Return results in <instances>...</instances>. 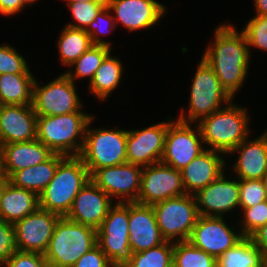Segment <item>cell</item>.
<instances>
[{"instance_id": "6da1fadb", "label": "cell", "mask_w": 267, "mask_h": 267, "mask_svg": "<svg viewBox=\"0 0 267 267\" xmlns=\"http://www.w3.org/2000/svg\"><path fill=\"white\" fill-rule=\"evenodd\" d=\"M214 30V42L208 45L202 59L213 69L221 86L234 98L248 74L251 51L243 31L231 24Z\"/></svg>"}, {"instance_id": "7a4b0ae2", "label": "cell", "mask_w": 267, "mask_h": 267, "mask_svg": "<svg viewBox=\"0 0 267 267\" xmlns=\"http://www.w3.org/2000/svg\"><path fill=\"white\" fill-rule=\"evenodd\" d=\"M226 105V107H225ZM246 108L234 105L232 100L223 108L203 117L197 124L203 143L209 149L229 154L249 136V116Z\"/></svg>"}, {"instance_id": "3957f363", "label": "cell", "mask_w": 267, "mask_h": 267, "mask_svg": "<svg viewBox=\"0 0 267 267\" xmlns=\"http://www.w3.org/2000/svg\"><path fill=\"white\" fill-rule=\"evenodd\" d=\"M90 180L87 167L79 156H66L53 179L39 195V208L66 217L74 198Z\"/></svg>"}, {"instance_id": "277c9868", "label": "cell", "mask_w": 267, "mask_h": 267, "mask_svg": "<svg viewBox=\"0 0 267 267\" xmlns=\"http://www.w3.org/2000/svg\"><path fill=\"white\" fill-rule=\"evenodd\" d=\"M93 116L74 112L56 116H37V139L54 154L79 156L85 130Z\"/></svg>"}, {"instance_id": "5b68a950", "label": "cell", "mask_w": 267, "mask_h": 267, "mask_svg": "<svg viewBox=\"0 0 267 267\" xmlns=\"http://www.w3.org/2000/svg\"><path fill=\"white\" fill-rule=\"evenodd\" d=\"M96 245V229L60 217L44 257L49 267H72Z\"/></svg>"}, {"instance_id": "8992f818", "label": "cell", "mask_w": 267, "mask_h": 267, "mask_svg": "<svg viewBox=\"0 0 267 267\" xmlns=\"http://www.w3.org/2000/svg\"><path fill=\"white\" fill-rule=\"evenodd\" d=\"M94 118L93 116L87 124L84 144L79 154L90 176L97 169L127 162V130L90 128Z\"/></svg>"}, {"instance_id": "52a82bcc", "label": "cell", "mask_w": 267, "mask_h": 267, "mask_svg": "<svg viewBox=\"0 0 267 267\" xmlns=\"http://www.w3.org/2000/svg\"><path fill=\"white\" fill-rule=\"evenodd\" d=\"M191 84L189 110H181L177 118L181 122L198 123L203 117L221 109L222 103L228 104L233 100L221 86L213 69L203 59L199 62Z\"/></svg>"}, {"instance_id": "ba28073f", "label": "cell", "mask_w": 267, "mask_h": 267, "mask_svg": "<svg viewBox=\"0 0 267 267\" xmlns=\"http://www.w3.org/2000/svg\"><path fill=\"white\" fill-rule=\"evenodd\" d=\"M156 222L166 241H188L199 218L195 195L184 194L152 205ZM176 238V239H175Z\"/></svg>"}, {"instance_id": "9c48e42d", "label": "cell", "mask_w": 267, "mask_h": 267, "mask_svg": "<svg viewBox=\"0 0 267 267\" xmlns=\"http://www.w3.org/2000/svg\"><path fill=\"white\" fill-rule=\"evenodd\" d=\"M97 245L113 267H125L132 259L129 238V202L113 205L97 230Z\"/></svg>"}, {"instance_id": "30bf717a", "label": "cell", "mask_w": 267, "mask_h": 267, "mask_svg": "<svg viewBox=\"0 0 267 267\" xmlns=\"http://www.w3.org/2000/svg\"><path fill=\"white\" fill-rule=\"evenodd\" d=\"M32 105L37 116L83 112L75 83L64 73L44 86L35 79Z\"/></svg>"}, {"instance_id": "8fae6325", "label": "cell", "mask_w": 267, "mask_h": 267, "mask_svg": "<svg viewBox=\"0 0 267 267\" xmlns=\"http://www.w3.org/2000/svg\"><path fill=\"white\" fill-rule=\"evenodd\" d=\"M191 126L177 119L168 125L161 163L182 170L206 149L198 124L193 129Z\"/></svg>"}, {"instance_id": "7c38bea8", "label": "cell", "mask_w": 267, "mask_h": 267, "mask_svg": "<svg viewBox=\"0 0 267 267\" xmlns=\"http://www.w3.org/2000/svg\"><path fill=\"white\" fill-rule=\"evenodd\" d=\"M186 194L180 170L161 162L143 167L137 203L153 205Z\"/></svg>"}, {"instance_id": "4fadbf2b", "label": "cell", "mask_w": 267, "mask_h": 267, "mask_svg": "<svg viewBox=\"0 0 267 267\" xmlns=\"http://www.w3.org/2000/svg\"><path fill=\"white\" fill-rule=\"evenodd\" d=\"M142 170L143 167L126 162L97 169L90 179L111 199L117 197L118 203L137 202Z\"/></svg>"}, {"instance_id": "5bb4252c", "label": "cell", "mask_w": 267, "mask_h": 267, "mask_svg": "<svg viewBox=\"0 0 267 267\" xmlns=\"http://www.w3.org/2000/svg\"><path fill=\"white\" fill-rule=\"evenodd\" d=\"M167 120L140 130H127V163L146 167L161 161L168 125L173 121L171 117Z\"/></svg>"}, {"instance_id": "9a60e30c", "label": "cell", "mask_w": 267, "mask_h": 267, "mask_svg": "<svg viewBox=\"0 0 267 267\" xmlns=\"http://www.w3.org/2000/svg\"><path fill=\"white\" fill-rule=\"evenodd\" d=\"M223 218L199 216L188 241L217 259L244 237L241 231L236 233L234 227H228Z\"/></svg>"}, {"instance_id": "2e32d148", "label": "cell", "mask_w": 267, "mask_h": 267, "mask_svg": "<svg viewBox=\"0 0 267 267\" xmlns=\"http://www.w3.org/2000/svg\"><path fill=\"white\" fill-rule=\"evenodd\" d=\"M60 216L38 208L14 224L17 249L44 254Z\"/></svg>"}, {"instance_id": "e0dca14e", "label": "cell", "mask_w": 267, "mask_h": 267, "mask_svg": "<svg viewBox=\"0 0 267 267\" xmlns=\"http://www.w3.org/2000/svg\"><path fill=\"white\" fill-rule=\"evenodd\" d=\"M225 175L223 172L216 180L194 194L200 216L224 217L227 212L237 209L236 207L240 208L239 181L228 179Z\"/></svg>"}, {"instance_id": "ac0fdd59", "label": "cell", "mask_w": 267, "mask_h": 267, "mask_svg": "<svg viewBox=\"0 0 267 267\" xmlns=\"http://www.w3.org/2000/svg\"><path fill=\"white\" fill-rule=\"evenodd\" d=\"M113 205L112 199L90 179L74 198L66 218L98 230Z\"/></svg>"}, {"instance_id": "d6986e66", "label": "cell", "mask_w": 267, "mask_h": 267, "mask_svg": "<svg viewBox=\"0 0 267 267\" xmlns=\"http://www.w3.org/2000/svg\"><path fill=\"white\" fill-rule=\"evenodd\" d=\"M107 7L115 12V24H123L130 32L155 26L166 13L155 0H107Z\"/></svg>"}, {"instance_id": "ffe728a7", "label": "cell", "mask_w": 267, "mask_h": 267, "mask_svg": "<svg viewBox=\"0 0 267 267\" xmlns=\"http://www.w3.org/2000/svg\"><path fill=\"white\" fill-rule=\"evenodd\" d=\"M33 105H0V145L37 139Z\"/></svg>"}, {"instance_id": "44dd1931", "label": "cell", "mask_w": 267, "mask_h": 267, "mask_svg": "<svg viewBox=\"0 0 267 267\" xmlns=\"http://www.w3.org/2000/svg\"><path fill=\"white\" fill-rule=\"evenodd\" d=\"M129 238L133 253L159 246L162 237L152 205L129 202Z\"/></svg>"}, {"instance_id": "7402d4cb", "label": "cell", "mask_w": 267, "mask_h": 267, "mask_svg": "<svg viewBox=\"0 0 267 267\" xmlns=\"http://www.w3.org/2000/svg\"><path fill=\"white\" fill-rule=\"evenodd\" d=\"M220 155L221 152L206 148L180 170L186 194H196L225 171L226 162Z\"/></svg>"}, {"instance_id": "603a6c76", "label": "cell", "mask_w": 267, "mask_h": 267, "mask_svg": "<svg viewBox=\"0 0 267 267\" xmlns=\"http://www.w3.org/2000/svg\"><path fill=\"white\" fill-rule=\"evenodd\" d=\"M240 151V152H239ZM239 152L231 167L237 179H262L267 172V130L255 140H243L229 154Z\"/></svg>"}, {"instance_id": "cb8c5ba5", "label": "cell", "mask_w": 267, "mask_h": 267, "mask_svg": "<svg viewBox=\"0 0 267 267\" xmlns=\"http://www.w3.org/2000/svg\"><path fill=\"white\" fill-rule=\"evenodd\" d=\"M7 180L17 171L48 160L54 153L38 139L0 145Z\"/></svg>"}, {"instance_id": "d4e9b609", "label": "cell", "mask_w": 267, "mask_h": 267, "mask_svg": "<svg viewBox=\"0 0 267 267\" xmlns=\"http://www.w3.org/2000/svg\"><path fill=\"white\" fill-rule=\"evenodd\" d=\"M39 208V196L6 180L0 193V220L15 224Z\"/></svg>"}, {"instance_id": "484cf974", "label": "cell", "mask_w": 267, "mask_h": 267, "mask_svg": "<svg viewBox=\"0 0 267 267\" xmlns=\"http://www.w3.org/2000/svg\"><path fill=\"white\" fill-rule=\"evenodd\" d=\"M66 156L53 154L43 163L15 172L8 181L14 186L36 193L38 196L53 179L58 164Z\"/></svg>"}, {"instance_id": "4316f807", "label": "cell", "mask_w": 267, "mask_h": 267, "mask_svg": "<svg viewBox=\"0 0 267 267\" xmlns=\"http://www.w3.org/2000/svg\"><path fill=\"white\" fill-rule=\"evenodd\" d=\"M32 74L0 75V105H30L33 101Z\"/></svg>"}, {"instance_id": "83f0119b", "label": "cell", "mask_w": 267, "mask_h": 267, "mask_svg": "<svg viewBox=\"0 0 267 267\" xmlns=\"http://www.w3.org/2000/svg\"><path fill=\"white\" fill-rule=\"evenodd\" d=\"M263 253L251 237L244 236L216 259V267H265Z\"/></svg>"}, {"instance_id": "f1b7e54d", "label": "cell", "mask_w": 267, "mask_h": 267, "mask_svg": "<svg viewBox=\"0 0 267 267\" xmlns=\"http://www.w3.org/2000/svg\"><path fill=\"white\" fill-rule=\"evenodd\" d=\"M123 70L120 60L111 56L110 52L96 70L90 84H88L89 92L101 101L106 100L120 84Z\"/></svg>"}, {"instance_id": "f546056e", "label": "cell", "mask_w": 267, "mask_h": 267, "mask_svg": "<svg viewBox=\"0 0 267 267\" xmlns=\"http://www.w3.org/2000/svg\"><path fill=\"white\" fill-rule=\"evenodd\" d=\"M57 41L60 61L70 69L71 65L93 46L90 35L85 30L69 26H65L61 30Z\"/></svg>"}, {"instance_id": "4dcf8cb0", "label": "cell", "mask_w": 267, "mask_h": 267, "mask_svg": "<svg viewBox=\"0 0 267 267\" xmlns=\"http://www.w3.org/2000/svg\"><path fill=\"white\" fill-rule=\"evenodd\" d=\"M111 52V48L105 45H93L84 52L71 66L72 69L66 74L74 83L76 78L89 77V84L92 81L96 70L100 67L105 57Z\"/></svg>"}, {"instance_id": "1f68e13d", "label": "cell", "mask_w": 267, "mask_h": 267, "mask_svg": "<svg viewBox=\"0 0 267 267\" xmlns=\"http://www.w3.org/2000/svg\"><path fill=\"white\" fill-rule=\"evenodd\" d=\"M173 267H216V258L189 241L174 242Z\"/></svg>"}, {"instance_id": "d6a6232c", "label": "cell", "mask_w": 267, "mask_h": 267, "mask_svg": "<svg viewBox=\"0 0 267 267\" xmlns=\"http://www.w3.org/2000/svg\"><path fill=\"white\" fill-rule=\"evenodd\" d=\"M174 242L165 241L159 246L133 253L125 267H173Z\"/></svg>"}, {"instance_id": "836d02e7", "label": "cell", "mask_w": 267, "mask_h": 267, "mask_svg": "<svg viewBox=\"0 0 267 267\" xmlns=\"http://www.w3.org/2000/svg\"><path fill=\"white\" fill-rule=\"evenodd\" d=\"M67 4L75 22L68 23L66 26L86 30L95 20L96 16L107 6V0H95Z\"/></svg>"}, {"instance_id": "e575fe53", "label": "cell", "mask_w": 267, "mask_h": 267, "mask_svg": "<svg viewBox=\"0 0 267 267\" xmlns=\"http://www.w3.org/2000/svg\"><path fill=\"white\" fill-rule=\"evenodd\" d=\"M14 47L0 44V75L32 74L26 59Z\"/></svg>"}, {"instance_id": "d590c367", "label": "cell", "mask_w": 267, "mask_h": 267, "mask_svg": "<svg viewBox=\"0 0 267 267\" xmlns=\"http://www.w3.org/2000/svg\"><path fill=\"white\" fill-rule=\"evenodd\" d=\"M240 208H249L267 200V194L261 179H239Z\"/></svg>"}, {"instance_id": "8d00e7d4", "label": "cell", "mask_w": 267, "mask_h": 267, "mask_svg": "<svg viewBox=\"0 0 267 267\" xmlns=\"http://www.w3.org/2000/svg\"><path fill=\"white\" fill-rule=\"evenodd\" d=\"M249 46L267 51V16L256 15L250 18L242 29Z\"/></svg>"}, {"instance_id": "74e56055", "label": "cell", "mask_w": 267, "mask_h": 267, "mask_svg": "<svg viewBox=\"0 0 267 267\" xmlns=\"http://www.w3.org/2000/svg\"><path fill=\"white\" fill-rule=\"evenodd\" d=\"M243 211V219L239 223L243 236L250 237L261 226L267 224V200L256 206L249 208H241Z\"/></svg>"}, {"instance_id": "f35d334b", "label": "cell", "mask_w": 267, "mask_h": 267, "mask_svg": "<svg viewBox=\"0 0 267 267\" xmlns=\"http://www.w3.org/2000/svg\"><path fill=\"white\" fill-rule=\"evenodd\" d=\"M110 9L106 6L95 18V20L89 25V27L85 30L91 38V42L93 45H105L110 48L111 42L102 41L100 38L101 34L111 33L112 30L116 28L115 20L113 19V15ZM105 25V26H104Z\"/></svg>"}, {"instance_id": "ab89813d", "label": "cell", "mask_w": 267, "mask_h": 267, "mask_svg": "<svg viewBox=\"0 0 267 267\" xmlns=\"http://www.w3.org/2000/svg\"><path fill=\"white\" fill-rule=\"evenodd\" d=\"M17 250L14 224L0 220V266L10 260Z\"/></svg>"}, {"instance_id": "60d3db41", "label": "cell", "mask_w": 267, "mask_h": 267, "mask_svg": "<svg viewBox=\"0 0 267 267\" xmlns=\"http://www.w3.org/2000/svg\"><path fill=\"white\" fill-rule=\"evenodd\" d=\"M49 267L44 254L23 252L17 250L10 260L5 261L0 267Z\"/></svg>"}, {"instance_id": "b9f144b4", "label": "cell", "mask_w": 267, "mask_h": 267, "mask_svg": "<svg viewBox=\"0 0 267 267\" xmlns=\"http://www.w3.org/2000/svg\"><path fill=\"white\" fill-rule=\"evenodd\" d=\"M72 267H113L101 248L96 245L86 252Z\"/></svg>"}, {"instance_id": "7bdbcfd3", "label": "cell", "mask_w": 267, "mask_h": 267, "mask_svg": "<svg viewBox=\"0 0 267 267\" xmlns=\"http://www.w3.org/2000/svg\"><path fill=\"white\" fill-rule=\"evenodd\" d=\"M252 241L263 253L265 260L267 259V224L261 226L251 236Z\"/></svg>"}, {"instance_id": "ee69618b", "label": "cell", "mask_w": 267, "mask_h": 267, "mask_svg": "<svg viewBox=\"0 0 267 267\" xmlns=\"http://www.w3.org/2000/svg\"><path fill=\"white\" fill-rule=\"evenodd\" d=\"M25 6L23 0H0V14L14 15L24 9Z\"/></svg>"}, {"instance_id": "f6af8a7d", "label": "cell", "mask_w": 267, "mask_h": 267, "mask_svg": "<svg viewBox=\"0 0 267 267\" xmlns=\"http://www.w3.org/2000/svg\"><path fill=\"white\" fill-rule=\"evenodd\" d=\"M255 15L267 16V0H254Z\"/></svg>"}, {"instance_id": "bcb514c9", "label": "cell", "mask_w": 267, "mask_h": 267, "mask_svg": "<svg viewBox=\"0 0 267 267\" xmlns=\"http://www.w3.org/2000/svg\"><path fill=\"white\" fill-rule=\"evenodd\" d=\"M0 180H7L3 167V153L0 146Z\"/></svg>"}, {"instance_id": "7dc6e473", "label": "cell", "mask_w": 267, "mask_h": 267, "mask_svg": "<svg viewBox=\"0 0 267 267\" xmlns=\"http://www.w3.org/2000/svg\"><path fill=\"white\" fill-rule=\"evenodd\" d=\"M262 182H263V185H264V189L266 191V194H267V172L264 174V176L262 177Z\"/></svg>"}, {"instance_id": "c3c4849f", "label": "cell", "mask_w": 267, "mask_h": 267, "mask_svg": "<svg viewBox=\"0 0 267 267\" xmlns=\"http://www.w3.org/2000/svg\"><path fill=\"white\" fill-rule=\"evenodd\" d=\"M88 1H95V0H66V3L88 2Z\"/></svg>"}, {"instance_id": "681fc988", "label": "cell", "mask_w": 267, "mask_h": 267, "mask_svg": "<svg viewBox=\"0 0 267 267\" xmlns=\"http://www.w3.org/2000/svg\"><path fill=\"white\" fill-rule=\"evenodd\" d=\"M23 2H24L25 5H30L31 6V4L37 2V0H23Z\"/></svg>"}, {"instance_id": "f907efd6", "label": "cell", "mask_w": 267, "mask_h": 267, "mask_svg": "<svg viewBox=\"0 0 267 267\" xmlns=\"http://www.w3.org/2000/svg\"><path fill=\"white\" fill-rule=\"evenodd\" d=\"M6 180H0V193H1V190H2V187H3V184Z\"/></svg>"}]
</instances>
